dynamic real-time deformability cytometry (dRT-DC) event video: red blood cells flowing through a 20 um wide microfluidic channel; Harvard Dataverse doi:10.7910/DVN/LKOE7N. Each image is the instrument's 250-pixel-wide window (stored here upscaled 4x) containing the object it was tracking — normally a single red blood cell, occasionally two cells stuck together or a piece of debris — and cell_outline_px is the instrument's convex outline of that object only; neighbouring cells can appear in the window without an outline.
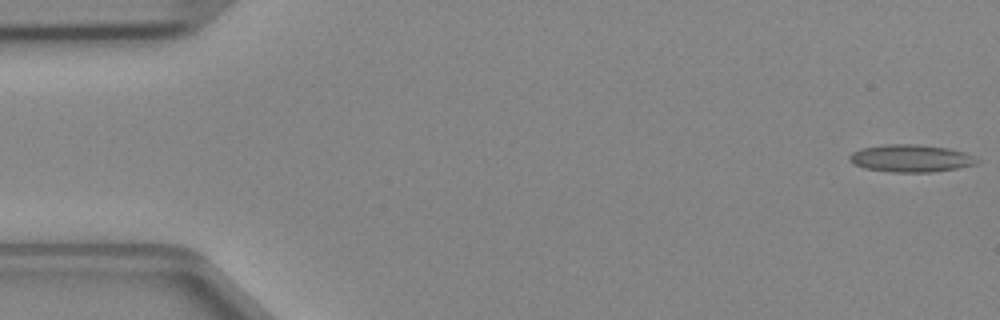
{"species": "Egyptian fruit bat (a non-hibernating species)", "species_latin": "Rousettus aegyptiacus", "temperature_condition": "cold", "stored_images_in_passage": 47, "camera_frame_rate_fps": 3000, "um_per_image_px": 0.085, "animal": {"sex": "female"}, "frame": {"image": 1, "passage_image": 1, "time_ms": 0.0, "image_size_px": [1000, 320], "cell_outline_px": [[980, 160], [976, 164], [956, 168], [932, 172], [892, 172], [864, 168], [852, 164], [848, 160], [848, 156], [852, 152], [860, 148], [884, 144], [916, 144], [948, 148], [964, 152], [976, 156]], "centroid_in_image_um": [77.39, 13.45], "position_along_channel_um": 7.6, "area_um2": 20.58}}
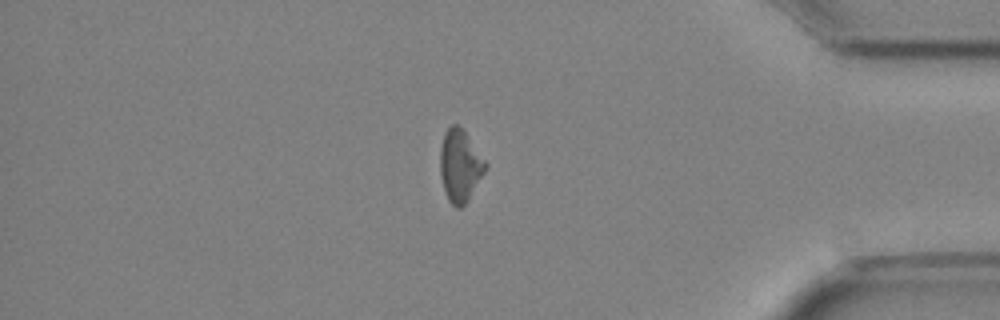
{"frame": {"image": 2, "passage_image": 40, "time_ms": 13.0, "image_size_px": [1000, 320], "cell_outline_px": [[488, 164], [484, 172], [468, 200], [460, 208], [456, 208], [448, 200], [440, 176], [440, 148], [444, 132], [452, 124], [456, 124], [464, 132]], "centroid_in_image_um": [39.08, 14.1], "position_along_channel_um": 396.1, "area_um2": 18.73}}
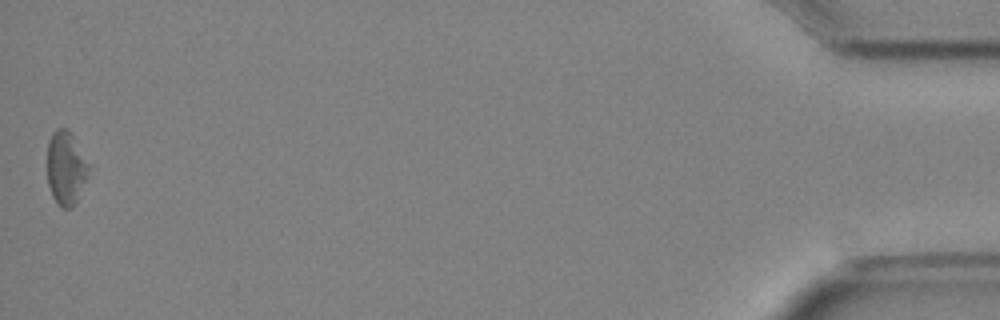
{"frame": {"image": 3, "passage_image": 47, "time_ms": 15.333, "image_size_px": [1000, 320], "cell_outline_px": [[92, 164], [76, 204], [72, 208], [60, 208], [56, 204], [52, 196], [48, 184], [48, 140], [52, 132], [56, 128], [68, 128], [72, 132]], "centroid_in_image_um": [5.64, 14.26], "position_along_channel_um": 429.6, "area_um2": 18.55}}